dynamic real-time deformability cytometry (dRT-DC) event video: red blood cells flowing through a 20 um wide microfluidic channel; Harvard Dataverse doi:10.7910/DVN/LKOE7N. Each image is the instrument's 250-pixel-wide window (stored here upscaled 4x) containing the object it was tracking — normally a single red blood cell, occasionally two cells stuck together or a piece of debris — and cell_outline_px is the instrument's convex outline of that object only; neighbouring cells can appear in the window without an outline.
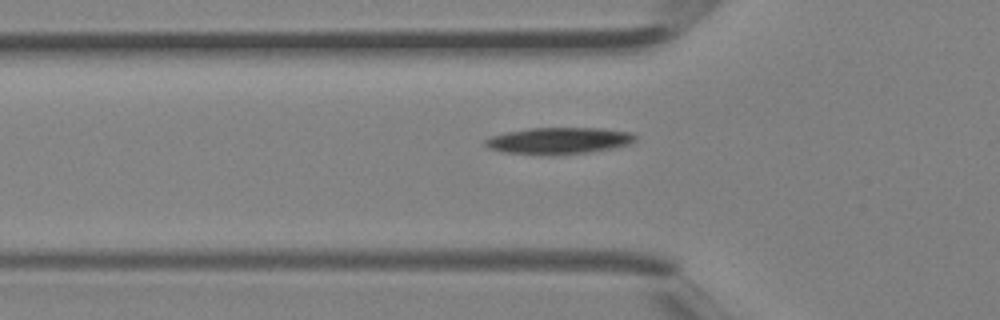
{"species": "Egyptian fruit bat (a non-hibernating species)", "species_latin": "Rousettus aegyptiacus", "temperature_condition": "room temperature", "stored_images_in_passage": 4, "camera_frame_rate_fps": 3000, "um_per_image_px": 0.085, "animal": {"sex": "female"}, "frame": {"image": 1, "passage_image": 4, "time_ms": 1.0, "image_size_px": [1000, 320], "cell_outline_px": [[636, 140], [628, 144], [612, 148], [588, 152], [504, 152], [488, 148], [484, 144], [484, 140], [492, 136], [508, 132], [528, 128], [600, 128], [632, 132], [636, 136]], "centroid_in_image_um": [47.54, 11.91], "position_along_channel_um": 78.3, "area_um2": 22.14}}